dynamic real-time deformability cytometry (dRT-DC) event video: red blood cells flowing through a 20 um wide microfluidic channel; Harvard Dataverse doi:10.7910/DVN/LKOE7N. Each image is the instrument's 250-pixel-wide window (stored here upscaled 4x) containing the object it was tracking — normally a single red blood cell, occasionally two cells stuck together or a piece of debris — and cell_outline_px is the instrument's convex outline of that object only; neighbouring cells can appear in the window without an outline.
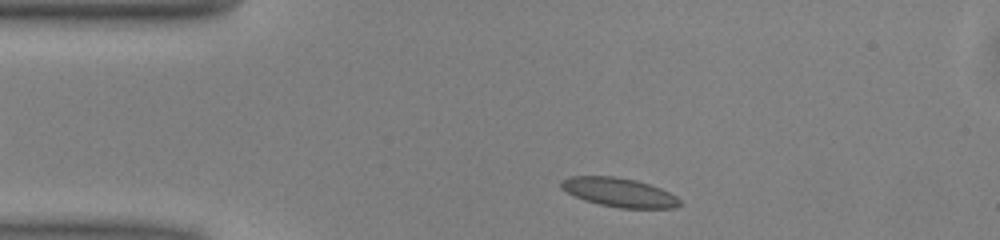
{"species": "common noctule bat (a hibernating species)", "species_latin": "Nyctalus noctula", "temperature_condition": "warm", "stored_images_in_passage": 43, "camera_frame_rate_fps": 3000, "um_per_image_px": 0.085, "animal": {"sex": "male", "body_mass_g": 13.0, "forearm_length_mm": 53.1}, "frame": {"image": 1, "passage_image": 2, "time_ms": 0.333, "image_size_px": [1000, 240], "cell_outline_px": [[684, 204], [676, 208], [620, 208], [600, 204], [584, 200], [560, 188], [560, 180], [568, 176], [612, 176], [636, 180], [660, 188], [676, 196]], "centroid_in_image_um": [52.63, 16.35], "position_along_channel_um": 32.4, "area_um2": 20.06}}
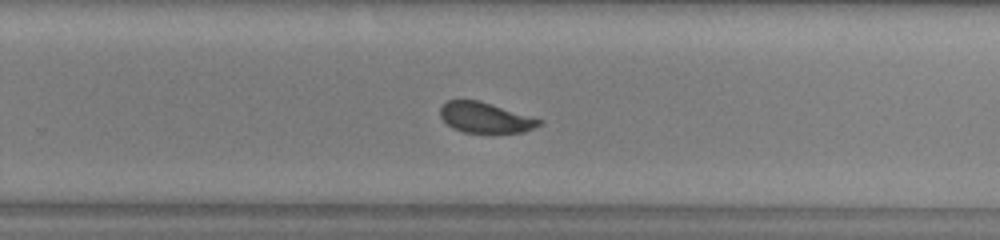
{"frame": {"image": 2, "passage_image": 24, "time_ms": 7.667, "image_size_px": [1000, 240], "cell_outline_px": [[544, 124], [524, 132], [464, 132], [452, 128], [440, 116], [440, 108], [448, 100], [480, 100], [544, 120]], "centroid_in_image_um": [41.29, 9.99], "position_along_channel_um": 288.5, "area_um2": 17.57}}
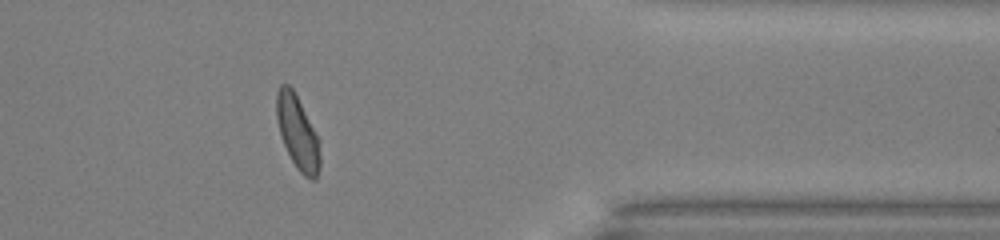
{"frame": {"image": 3, "passage_image": 33, "time_ms": 10.667, "image_size_px": [1000, 240], "cell_outline_px": [[320, 168], [316, 180], [312, 180], [304, 176], [296, 168], [280, 136], [276, 116], [276, 92], [280, 84], [288, 84], [292, 88], [320, 140]], "centroid_in_image_um": [25.3, 11.29], "position_along_channel_um": 386.1, "area_um2": 18.73}, "authors_computed_cell_mechanics": {"area_um2": 19.074, "velocity_mm_per_s": 4.0171, "shape_relaxation_time_tau1_ms": 2.8525, "shape_relaxation_time_tau2_ms": 0.9049, "deformation_change_tau1": 0.102, "deformation_change_tau2": 0.0556}}